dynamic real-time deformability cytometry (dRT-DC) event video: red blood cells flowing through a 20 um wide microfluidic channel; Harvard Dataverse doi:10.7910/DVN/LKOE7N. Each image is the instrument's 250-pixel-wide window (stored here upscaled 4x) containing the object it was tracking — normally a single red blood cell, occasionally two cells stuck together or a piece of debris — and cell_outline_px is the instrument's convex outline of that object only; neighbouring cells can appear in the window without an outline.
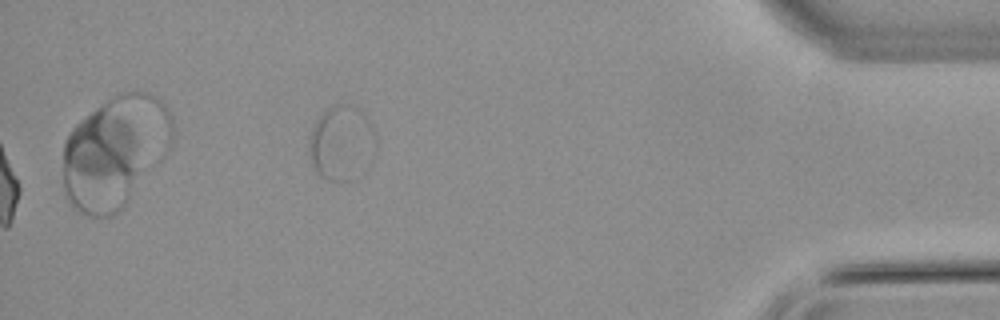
{"species": "common noctule bat (a hibernating species)", "species_latin": "Nyctalus noctula", "temperature_condition": "warm", "stored_images_in_passage": 33, "segment_of_instrument_passage": [2, 2], "camera_frame_rate_fps": 3000, "um_per_image_px": 0.085, "animal": {"sex": "male", "body_mass_g": 21.5, "forearm_length_mm": 52.0}, "frame": {"image": 1, "passage_image": 33, "time_ms": 10.667, "image_size_px": [1000, 320], "cell_outline_px": [[376, 156], [368, 172], [344, 180], [328, 180], [320, 176], [316, 172], [312, 164], [308, 136], [320, 112], [324, 108], [332, 104], [348, 104], [360, 108], [376, 132]], "centroid_in_image_um": [29.08, 12.14], "position_along_channel_um": 406.1, "area_um2": 30.17}}